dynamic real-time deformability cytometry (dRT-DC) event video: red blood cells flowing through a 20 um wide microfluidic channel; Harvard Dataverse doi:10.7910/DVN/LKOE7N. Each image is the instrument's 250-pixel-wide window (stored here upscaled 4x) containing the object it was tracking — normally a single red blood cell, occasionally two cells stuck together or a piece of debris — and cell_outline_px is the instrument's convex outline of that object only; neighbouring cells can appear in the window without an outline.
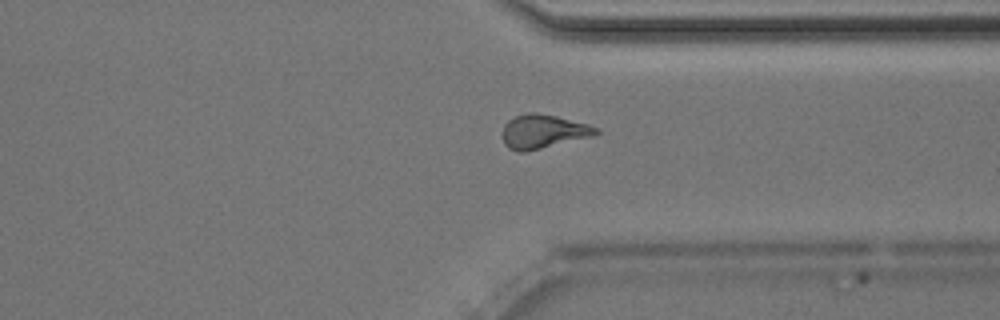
{"species": "Egyptian fruit bat (a non-hibernating species)", "species_latin": "Rousettus aegyptiacus", "temperature_condition": "room temperature", "stored_images_in_passage": 44, "camera_frame_rate_fps": 3000, "um_per_image_px": 0.085, "animal": {"sex": "male"}, "frame": {"image": 1, "passage_image": 32, "time_ms": 10.333, "image_size_px": [1000, 320], "cell_outline_px": [[600, 132], [592, 136], [524, 152], [520, 152], [508, 148], [504, 144], [504, 124], [508, 120], [516, 116], [528, 112], [536, 112], [556, 116], [588, 124], [600, 128]], "centroid_in_image_um": [46.18, 11.17], "position_along_channel_um": 365.2, "area_um2": 18.26}, "authors_computed_cell_mechanics": {"area_um2": 18.1781, "velocity_mm_per_s": 4.0352, "shape_relaxation_time_tau1_ms": 3.1033, "shape_relaxation_time_tau2_ms": 3.7753, "deformation_change_tau1": 0.1366, "deformation_change_tau2": 0.1038}}